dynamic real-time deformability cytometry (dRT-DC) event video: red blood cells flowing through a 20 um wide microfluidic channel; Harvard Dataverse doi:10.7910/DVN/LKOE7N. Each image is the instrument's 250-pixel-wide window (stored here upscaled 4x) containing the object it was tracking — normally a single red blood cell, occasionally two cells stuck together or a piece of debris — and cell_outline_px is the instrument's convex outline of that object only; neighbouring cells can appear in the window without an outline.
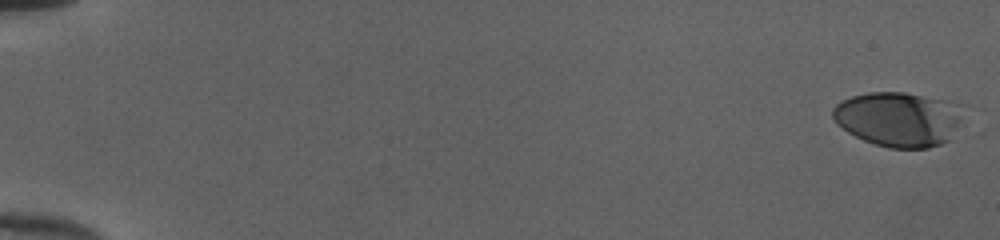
{"species": "human", "species_latin": "Homo sapiens", "temperature_condition": "cold", "stored_images_in_passage": 14, "camera_frame_rate_fps": 3000, "um_per_image_px": 0.085, "donor": {"sex": "female"}, "frame": {"image": 1, "passage_image": 1, "time_ms": 0.0, "image_size_px": [1000, 240], "cell_outline_px": [[968, 104], [960, 120], [948, 140], [940, 144], [928, 148], [888, 148], [864, 140], [848, 132], [836, 124], [832, 116], [832, 108], [840, 100], [852, 96], [868, 92], [904, 92], [952, 100]], "centroid_in_image_um": [76.42, 10.09], "position_along_channel_um": 8.6, "area_um2": 42.25}}